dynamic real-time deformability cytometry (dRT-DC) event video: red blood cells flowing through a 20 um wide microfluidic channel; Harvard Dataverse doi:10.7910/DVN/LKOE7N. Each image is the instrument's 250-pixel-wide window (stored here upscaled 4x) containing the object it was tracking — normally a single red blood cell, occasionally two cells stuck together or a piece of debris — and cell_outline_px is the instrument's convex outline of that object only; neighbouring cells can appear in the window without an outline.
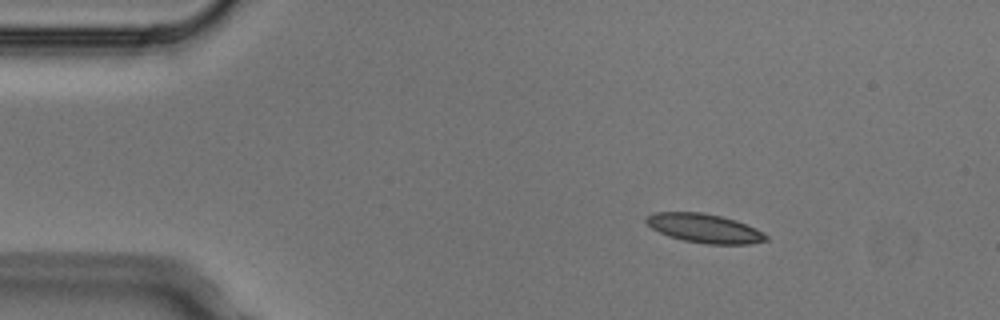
{"species": "Egyptian fruit bat (a non-hibernating species)", "species_latin": "Rousettus aegyptiacus", "temperature_condition": "cold", "stored_images_in_passage": 5, "camera_frame_rate_fps": 3000, "um_per_image_px": 0.085, "animal": {"sex": "male"}, "frame": {"image": 1, "passage_image": 3, "time_ms": 0.667, "image_size_px": [1000, 320], "cell_outline_px": [[768, 240], [748, 244], [708, 244], [684, 240], [668, 236], [652, 228], [644, 220], [652, 212], [700, 212], [720, 216], [736, 220], [756, 228], [764, 232], [768, 236]], "centroid_in_image_um": [59.89, 19.4], "position_along_channel_um": 25.1, "area_um2": 20.17}}
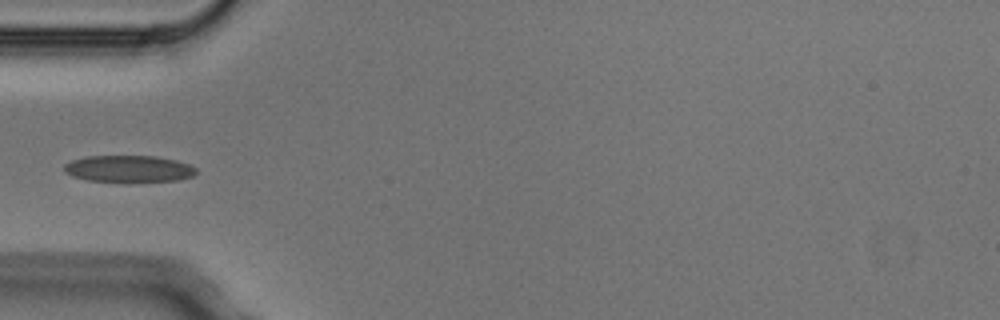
{"frame": {"image": 2, "passage_image": 5, "time_ms": 1.333, "image_size_px": [1000, 320], "cell_outline_px": [[196, 172], [192, 176], [176, 180], [88, 180], [72, 176], [64, 172], [64, 164], [72, 160], [88, 156], [156, 156], [176, 160], [188, 164], [196, 168]], "centroid_in_image_um": [10.92, 14.31], "position_along_channel_um": 74.1, "area_um2": 19.94}}